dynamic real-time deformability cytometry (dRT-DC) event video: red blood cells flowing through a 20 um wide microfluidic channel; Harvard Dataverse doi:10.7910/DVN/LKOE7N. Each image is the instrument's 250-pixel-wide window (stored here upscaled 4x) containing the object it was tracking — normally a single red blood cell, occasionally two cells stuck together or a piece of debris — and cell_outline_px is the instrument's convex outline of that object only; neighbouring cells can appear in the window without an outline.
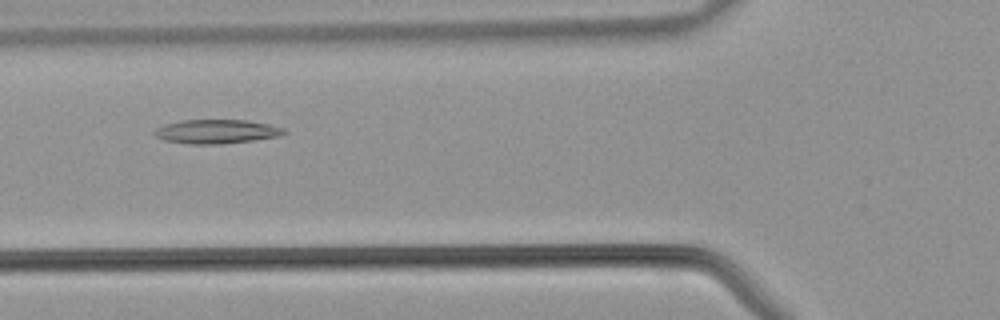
{"species": "common noctule bat (a hibernating species)", "species_latin": "Nyctalus noctula", "temperature_condition": "warm", "stored_images_in_passage": 33, "camera_frame_rate_fps": 3000, "um_per_image_px": 0.085, "animal": {"sex": "male", "body_mass_g": 21.5, "forearm_length_mm": 52.0}, "frame": {"image": 1, "passage_image": 7, "time_ms": 2.0, "image_size_px": [1000, 320], "cell_outline_px": [[288, 132], [280, 136], [252, 140], [220, 144], [188, 144], [164, 140], [156, 136], [152, 132], [156, 128], [164, 124], [184, 120], [248, 120], [268, 124], [284, 128]], "centroid_in_image_um": [18.4, 11.18], "position_along_channel_um": 107.4, "area_um2": 18.15}}
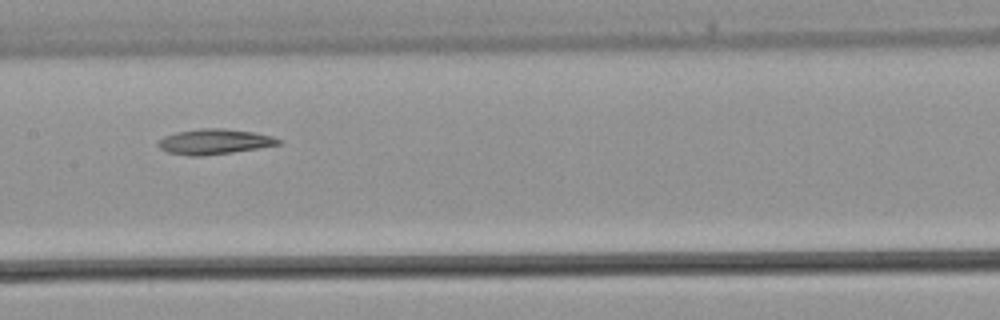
{"frame": {"image": 2, "passage_image": 12, "time_ms": 3.667, "image_size_px": [1000, 320], "cell_outline_px": [[280, 144], [232, 152], [200, 156], [188, 156], [168, 152], [160, 148], [156, 144], [156, 140], [164, 136], [176, 132], [200, 128], [224, 128], [252, 132], [272, 136], [280, 140]], "centroid_in_image_um": [18.14, 12.03], "position_along_channel_um": 189.3, "area_um2": 17.63}}
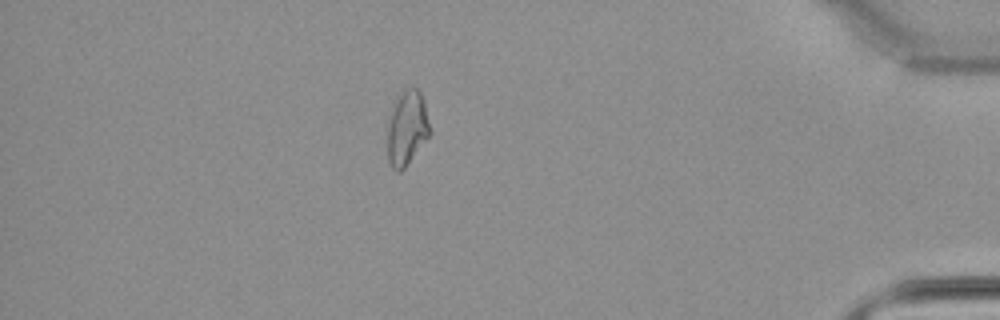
{"frame": {"image": 3, "passage_image": 28, "time_ms": 9.0, "image_size_px": [1000, 320], "cell_outline_px": [[432, 132], [404, 168], [400, 172], [396, 172], [392, 168], [388, 160], [388, 124], [392, 104], [400, 92], [408, 88], [416, 88], [420, 92], [424, 100]], "centroid_in_image_um": [34.6, 10.87], "position_along_channel_um": 400.6, "area_um2": 18.55}}